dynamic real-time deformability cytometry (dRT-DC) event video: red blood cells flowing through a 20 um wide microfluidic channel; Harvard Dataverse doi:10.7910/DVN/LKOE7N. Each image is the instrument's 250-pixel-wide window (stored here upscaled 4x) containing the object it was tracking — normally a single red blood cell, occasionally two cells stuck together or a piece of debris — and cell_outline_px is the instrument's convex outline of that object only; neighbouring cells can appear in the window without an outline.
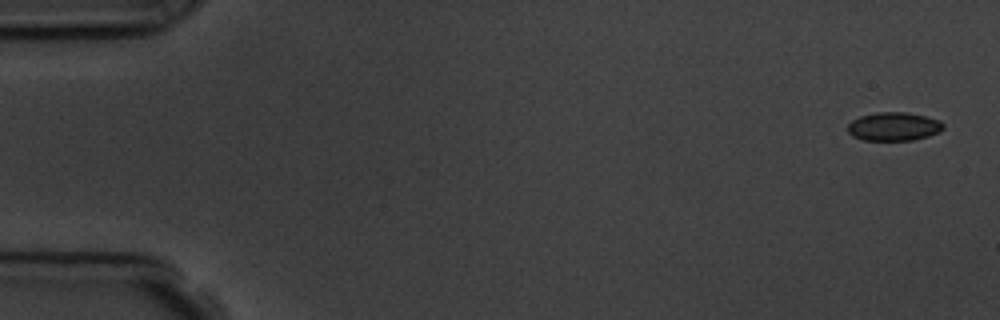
{"species": "common noctule bat (a hibernating species)", "species_latin": "Nyctalus noctula", "temperature_condition": "room temperature", "stored_images_in_passage": 4, "camera_frame_rate_fps": 3000, "um_per_image_px": 0.085, "animal": {"sex": "male", "body_mass_g": 19.5, "forearm_length_mm": 54.6}, "frame": {"image": 1, "passage_image": 1, "time_ms": 0.0, "image_size_px": [1000, 320], "cell_outline_px": [[944, 128], [940, 132], [928, 136], [912, 140], [864, 140], [852, 136], [848, 132], [848, 124], [852, 120], [860, 116], [876, 112], [904, 112], [924, 116], [940, 120], [944, 124]], "centroid_in_image_um": [75.97, 10.75], "position_along_channel_um": 9.0, "area_um2": 15.9}}
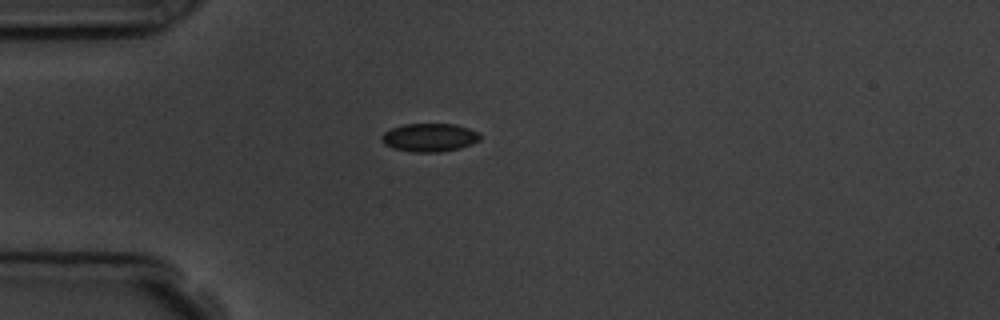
{"frame": {"image": 2, "passage_image": 4, "time_ms": 4.333, "image_size_px": [1000, 320], "cell_outline_px": [[480, 140], [472, 144], [460, 148], [440, 152], [412, 152], [392, 148], [384, 144], [380, 140], [380, 136], [384, 132], [392, 128], [404, 124], [456, 124], [480, 132]], "centroid_in_image_um": [36.5, 11.69], "position_along_channel_um": 48.5, "area_um2": 16.42}}